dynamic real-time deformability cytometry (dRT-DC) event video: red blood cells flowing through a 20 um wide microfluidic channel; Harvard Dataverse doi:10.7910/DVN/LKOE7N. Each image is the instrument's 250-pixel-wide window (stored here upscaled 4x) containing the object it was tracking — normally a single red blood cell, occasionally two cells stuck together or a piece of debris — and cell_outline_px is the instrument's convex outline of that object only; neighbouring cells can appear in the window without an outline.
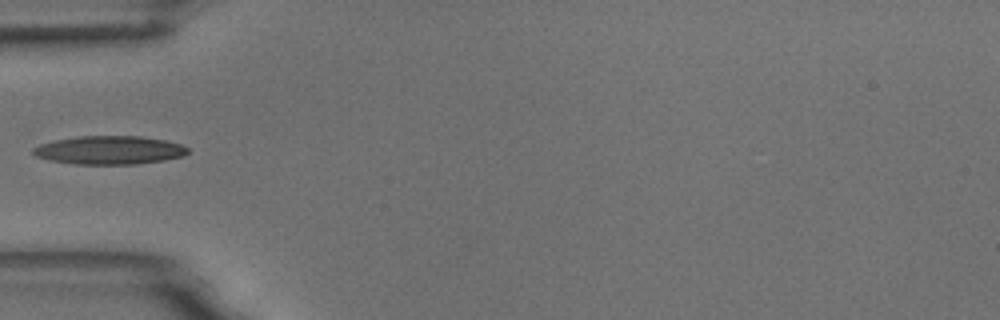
{"species": "common noctule bat (a hibernating species)", "species_latin": "Nyctalus noctula", "temperature_condition": "room temperature", "stored_images_in_passage": 6, "camera_frame_rate_fps": 3000, "um_per_image_px": 0.085, "animal": {"sex": "male", "body_mass_g": 18.8}, "frame": {"image": 1, "passage_image": 5, "time_ms": 4.667, "image_size_px": [1000, 320], "cell_outline_px": [[188, 152], [184, 156], [164, 160], [136, 164], [76, 164], [48, 160], [36, 156], [32, 152], [32, 148], [40, 144], [52, 140], [80, 136], [140, 136], [164, 140], [180, 144], [188, 148]], "centroid_in_image_um": [9.27, 12.76], "position_along_channel_um": 75.7, "area_um2": 25.66}}